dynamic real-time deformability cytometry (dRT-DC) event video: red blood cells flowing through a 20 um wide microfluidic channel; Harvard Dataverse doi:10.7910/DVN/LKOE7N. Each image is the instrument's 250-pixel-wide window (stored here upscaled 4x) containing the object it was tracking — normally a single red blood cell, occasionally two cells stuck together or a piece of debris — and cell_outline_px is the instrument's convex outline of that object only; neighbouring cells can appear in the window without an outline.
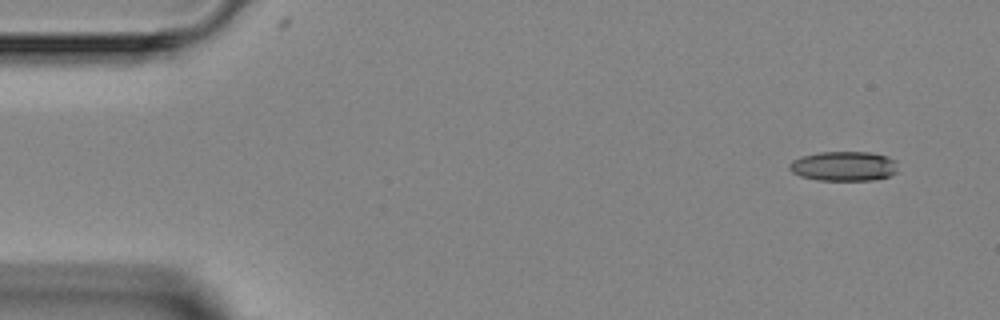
{"species": "Egyptian fruit bat (a non-hibernating species)", "species_latin": "Rousettus aegyptiacus", "temperature_condition": "room temperature", "stored_images_in_passage": 3, "camera_frame_rate_fps": 3000, "um_per_image_px": 0.085, "animal": {"sex": "female"}, "frame": {"image": 1, "passage_image": 1, "time_ms": 0.0, "image_size_px": [1000, 320], "cell_outline_px": [[896, 172], [888, 176], [872, 180], [816, 180], [800, 176], [792, 172], [788, 168], [788, 164], [792, 160], [800, 156], [820, 152], [872, 152], [888, 156], [896, 160]], "centroid_in_image_um": [71.69, 14.11], "position_along_channel_um": 13.3, "area_um2": 18.9}}
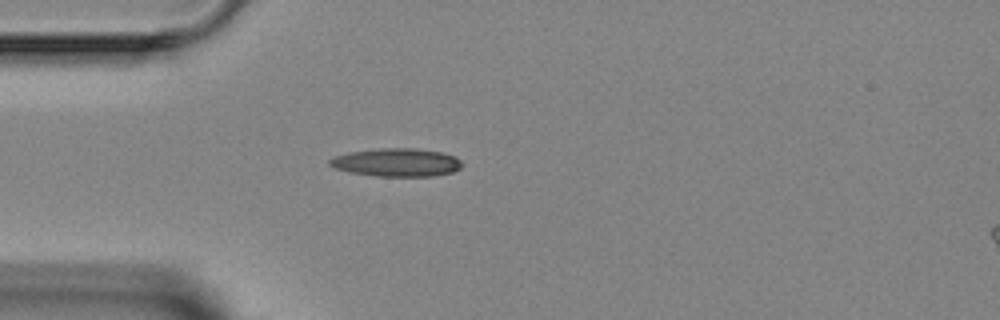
{"frame": {"image": 2, "passage_image": 3, "time_ms": 3.333, "image_size_px": [1000, 320], "cell_outline_px": [[464, 164], [460, 168], [452, 172], [432, 176], [376, 176], [348, 172], [332, 168], [328, 164], [328, 160], [336, 156], [348, 152], [380, 148], [416, 148], [440, 152], [456, 156]], "centroid_in_image_um": [33.69, 13.8], "position_along_channel_um": 51.3, "area_um2": 21.91}}